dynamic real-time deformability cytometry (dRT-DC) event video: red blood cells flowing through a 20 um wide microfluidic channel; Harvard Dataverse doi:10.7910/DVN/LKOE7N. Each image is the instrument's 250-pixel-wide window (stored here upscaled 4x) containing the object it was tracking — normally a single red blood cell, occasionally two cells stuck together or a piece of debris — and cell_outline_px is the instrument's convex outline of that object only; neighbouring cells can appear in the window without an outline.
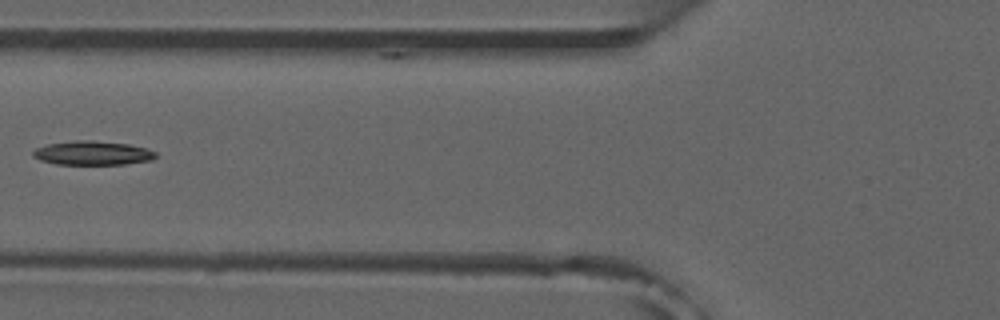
{"species": "common noctule bat (a hibernating species)", "species_latin": "Nyctalus noctula", "temperature_condition": "room temperature", "stored_images_in_passage": 6, "camera_frame_rate_fps": 3000, "um_per_image_px": 0.085, "animal": {"sex": "male", "forearm_length_mm": 52.5}, "frame": {"image": 1, "passage_image": 5, "time_ms": 5.333, "image_size_px": [1000, 320], "cell_outline_px": [[156, 156], [152, 160], [124, 164], [56, 164], [40, 160], [32, 156], [32, 152], [36, 148], [48, 144], [76, 140], [92, 140], [128, 144], [144, 148], [156, 152]], "centroid_in_image_um": [7.84, 13.01], "position_along_channel_um": 118.0, "area_um2": 17.05}}
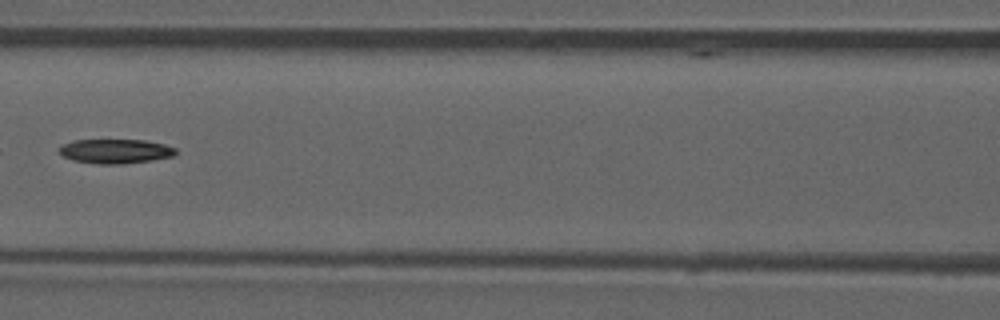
{"frame": {"image": 2, "passage_image": 6, "time_ms": 6.333, "image_size_px": [1000, 320], "cell_outline_px": [[176, 152], [172, 156], [124, 164], [100, 164], [72, 160], [64, 156], [60, 152], [60, 148], [64, 144], [72, 140], [144, 140], [164, 144], [176, 148]], "centroid_in_image_um": [9.8, 12.85], "position_along_channel_um": 156.8, "area_um2": 16.3}}